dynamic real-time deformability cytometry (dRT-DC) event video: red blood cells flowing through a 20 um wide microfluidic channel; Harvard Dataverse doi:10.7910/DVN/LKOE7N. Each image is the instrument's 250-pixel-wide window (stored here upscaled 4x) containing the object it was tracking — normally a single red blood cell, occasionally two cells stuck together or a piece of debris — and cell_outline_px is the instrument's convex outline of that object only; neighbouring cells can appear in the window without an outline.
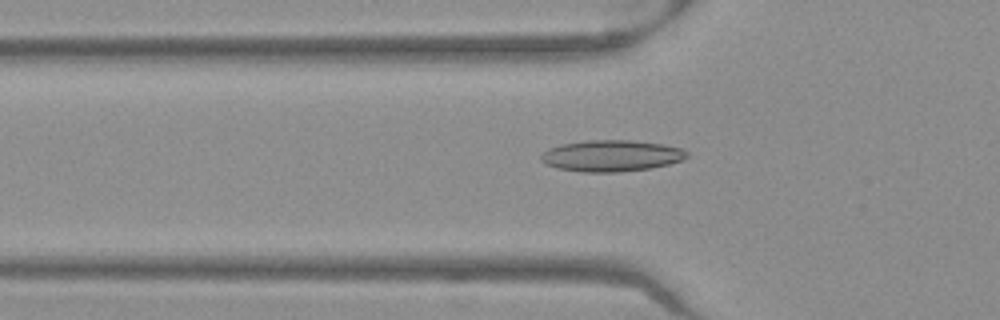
{"species": "Egyptian fruit bat (a non-hibernating species)", "species_latin": "Rousettus aegyptiacus", "temperature_condition": "warm", "stored_images_in_passage": 51, "camera_frame_rate_fps": 3000, "um_per_image_px": 0.085, "frame": {"image": 1, "passage_image": 17, "time_ms": 5.333, "image_size_px": [1000, 320], "cell_outline_px": [[688, 156], [680, 160], [668, 164], [652, 168], [616, 172], [584, 172], [556, 168], [540, 160], [540, 156], [548, 148], [560, 144], [588, 140], [632, 140], [664, 144], [680, 148], [688, 152]], "centroid_in_image_um": [51.95, 13.23], "position_along_channel_um": 73.8, "area_um2": 26.65}}
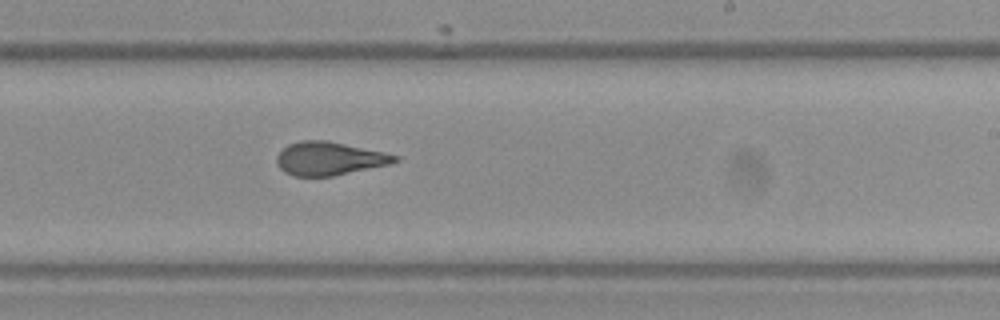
{"frame": {"image": 2, "passage_image": 31, "time_ms": 10.0, "image_size_px": [1000, 320], "cell_outline_px": [[400, 160], [392, 164], [332, 176], [292, 176], [284, 172], [276, 164], [276, 156], [288, 144], [300, 140], [328, 140], [384, 152], [400, 156]], "centroid_in_image_um": [28.0, 13.47], "position_along_channel_um": 261.0, "area_um2": 23.18}}
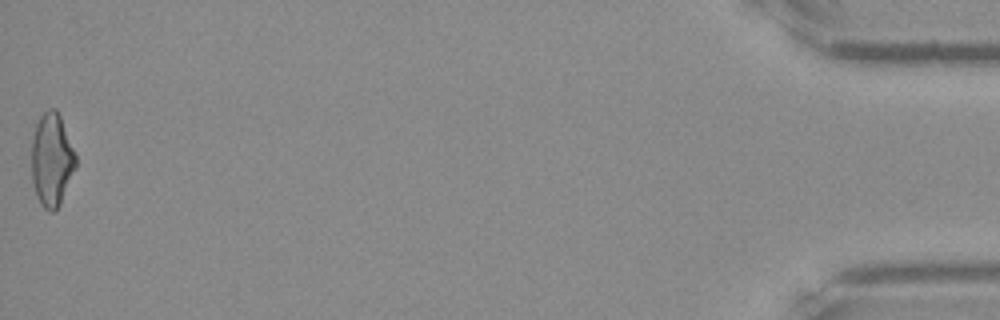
{"frame": {"image": 3, "passage_image": 51, "time_ms": 16.667, "image_size_px": [1000, 320], "cell_outline_px": [[76, 168], [60, 204], [52, 212], [48, 212], [40, 204], [36, 196], [32, 180], [32, 140], [36, 124], [40, 116], [48, 108], [56, 108], [60, 116], [76, 156]], "centroid_in_image_um": [4.39, 13.6], "position_along_channel_um": 430.8, "area_um2": 23.93}, "authors_computed_cell_mechanics": {"area_um2": 23.7558, "velocity_mm_per_s": 3.9956, "shape_relaxation_time_tau1_ms": 9.1867, "shape_relaxation_time_tau2_ms": 1.2937, "deformation_change_tau1": 0.2378, "deformation_change_tau2": 0.1012}}